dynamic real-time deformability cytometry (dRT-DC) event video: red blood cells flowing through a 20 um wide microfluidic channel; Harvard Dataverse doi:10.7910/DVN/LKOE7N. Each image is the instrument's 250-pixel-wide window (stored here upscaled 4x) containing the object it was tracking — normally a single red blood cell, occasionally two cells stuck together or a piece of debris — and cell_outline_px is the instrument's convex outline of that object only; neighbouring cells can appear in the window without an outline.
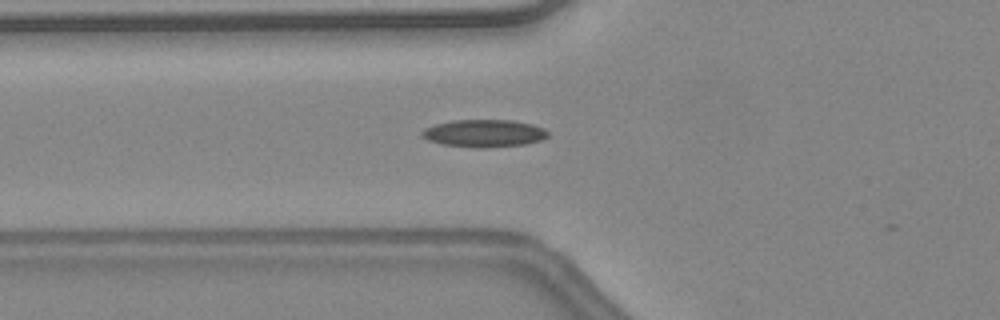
{"species": "common noctule bat (a hibernating species)", "species_latin": "Nyctalus noctula", "temperature_condition": "warm", "stored_images_in_passage": 46, "camera_frame_rate_fps": 3000, "um_per_image_px": 0.085, "animal": {"sex": "female", "body_mass_g": 24.6, "forearm_length_mm": 56.2}, "frame": {"image": 1, "passage_image": 20, "time_ms": 6.333, "image_size_px": [1000, 320], "cell_outline_px": [[548, 136], [540, 140], [524, 144], [484, 148], [476, 148], [440, 144], [428, 140], [420, 136], [420, 132], [424, 128], [436, 124], [452, 120], [512, 120], [532, 124], [544, 128], [548, 132]], "centroid_in_image_um": [41.1, 11.33], "position_along_channel_um": 84.7, "area_um2": 20.29}, "authors_computed_cell_mechanics": {"area_um2": 18.0625, "velocity_mm_per_s": 4.5655, "shape_relaxation_time_tau1_ms": 10.7311, "shape_relaxation_time_tau2_ms": 4.274, "deformation_change_tau1": 0.2638, "deformation_change_tau2": 0.1341}}